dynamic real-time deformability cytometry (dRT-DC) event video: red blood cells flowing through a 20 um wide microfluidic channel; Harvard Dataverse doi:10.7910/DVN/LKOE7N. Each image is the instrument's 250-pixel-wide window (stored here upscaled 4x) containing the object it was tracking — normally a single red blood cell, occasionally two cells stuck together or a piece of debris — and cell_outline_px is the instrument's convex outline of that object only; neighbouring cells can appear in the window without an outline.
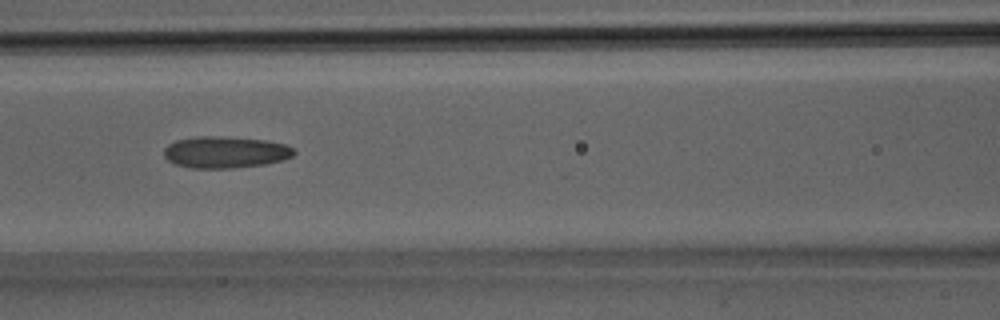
{"species": "Egyptian fruit bat (a non-hibernating species)", "species_latin": "Rousettus aegyptiacus", "temperature_condition": "room temperature", "stored_images_in_passage": 26, "camera_frame_rate_fps": 3000, "um_per_image_px": 0.085, "animal": {"sex": "male"}, "frame": {"image": 1, "passage_image": 8, "time_ms": 2.333, "image_size_px": [1000, 320], "cell_outline_px": [[296, 152], [292, 156], [280, 160], [264, 164], [232, 168], [192, 168], [176, 164], [168, 160], [164, 156], [164, 148], [168, 144], [176, 140], [196, 136], [220, 136], [268, 140], [284, 144], [296, 148]], "centroid_in_image_um": [19.15, 12.92], "position_along_channel_um": 147.4, "area_um2": 24.04}}
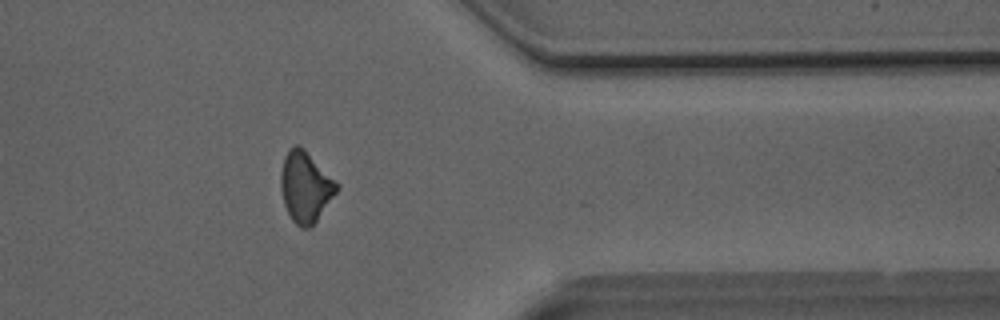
{"frame": {"image": 2, "passage_image": 20, "time_ms": 6.333, "image_size_px": [1000, 320], "cell_outline_px": [[340, 188], [312, 228], [300, 228], [292, 220], [284, 204], [280, 188], [280, 172], [284, 156], [288, 148], [296, 144], [300, 144], [340, 184]], "centroid_in_image_um": [25.97, 15.87], "position_along_channel_um": 385.4, "area_um2": 23.58}}
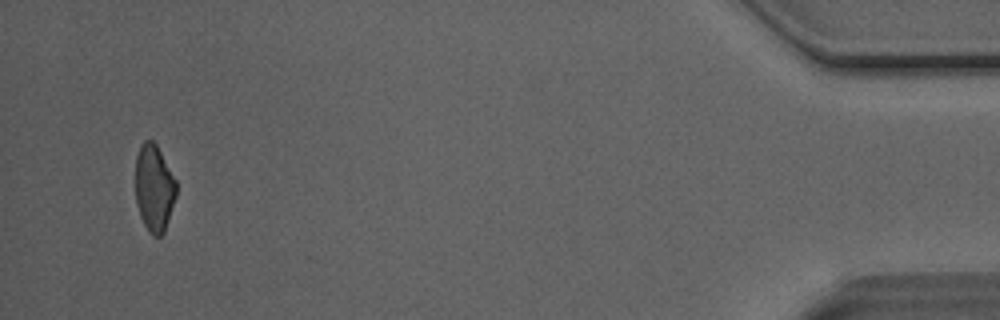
{"frame": {"image": 3, "passage_image": 25, "time_ms": 8.0, "image_size_px": [1000, 320], "cell_outline_px": [[176, 196], [164, 232], [160, 236], [152, 236], [148, 232], [140, 216], [136, 204], [136, 156], [140, 144], [144, 140], [152, 140], [156, 144], [176, 180]], "centroid_in_image_um": [13.09, 15.99], "position_along_channel_um": 422.1, "area_um2": 20.69}}